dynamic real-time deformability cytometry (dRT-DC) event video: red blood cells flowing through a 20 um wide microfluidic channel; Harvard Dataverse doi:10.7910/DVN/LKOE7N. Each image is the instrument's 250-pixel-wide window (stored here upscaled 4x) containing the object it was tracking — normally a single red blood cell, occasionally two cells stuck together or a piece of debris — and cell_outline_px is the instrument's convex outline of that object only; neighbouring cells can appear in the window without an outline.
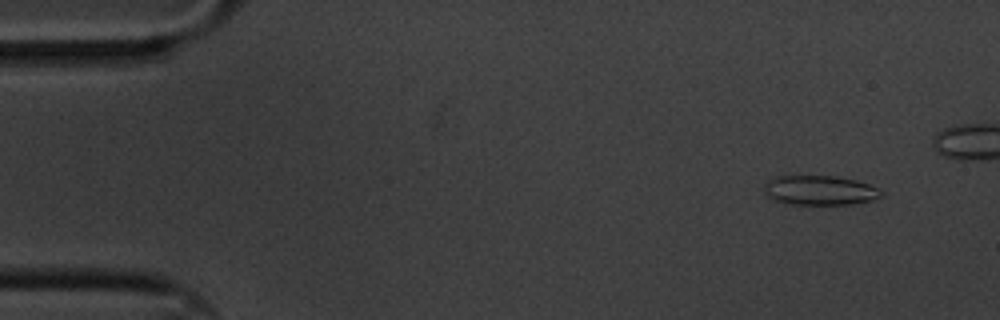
{"species": "common noctule bat (a hibernating species)", "species_latin": "Nyctalus noctula", "temperature_condition": "cold", "stored_images_in_passage": 9, "camera_frame_rate_fps": 3000, "um_per_image_px": 0.085, "animal": {"sex": "male", "body_mass_g": 20.1, "forearm_length_mm": 53.5}, "frame": {"image": 1, "passage_image": 2, "time_ms": 0.333, "image_size_px": [1000, 320], "cell_outline_px": [[884, 196], [872, 200], [848, 204], [784, 204], [764, 196], [764, 184], [768, 180], [776, 176], [836, 176], [856, 180], [868, 184], [876, 188]], "centroid_in_image_um": [69.61, 16.18], "position_along_channel_um": 15.4, "area_um2": 20.23}}
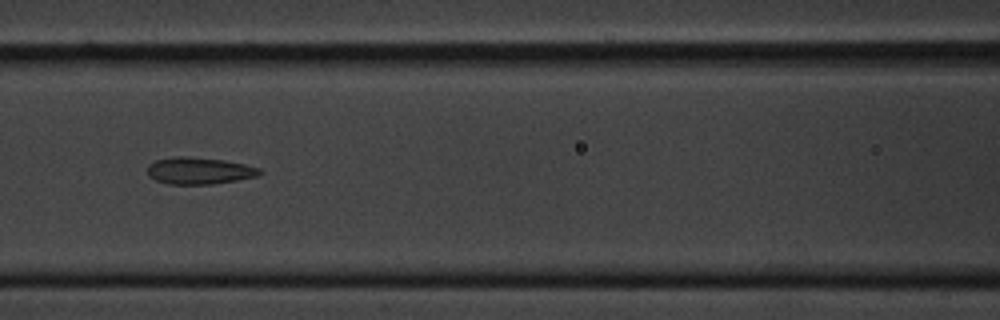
{"frame": {"image": 2, "passage_image": 8, "time_ms": 2.333, "image_size_px": [1000, 320], "cell_outline_px": [[264, 172], [256, 176], [236, 180], [212, 184], [168, 184], [156, 180], [148, 176], [148, 164], [156, 160], [176, 156], [184, 156], [224, 160], [244, 164], [260, 168]], "centroid_in_image_um": [16.92, 14.51], "position_along_channel_um": 149.7, "area_um2": 17.51}}
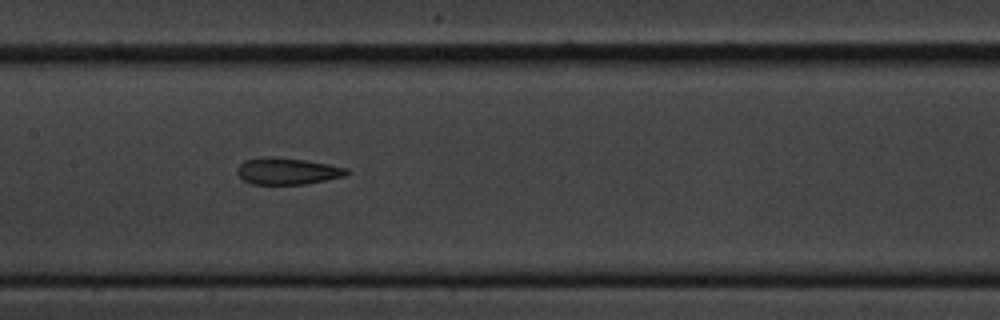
{"frame": {"image": 3, "passage_image": 9, "time_ms": 2.667, "image_size_px": [1000, 320], "cell_outline_px": [[348, 172], [344, 176], [304, 184], [252, 184], [244, 180], [236, 172], [236, 168], [244, 160], [264, 156], [272, 156], [304, 160], [328, 164], [348, 168]], "centroid_in_image_um": [24.37, 14.53], "position_along_channel_um": 183.0, "area_um2": 16.94}}